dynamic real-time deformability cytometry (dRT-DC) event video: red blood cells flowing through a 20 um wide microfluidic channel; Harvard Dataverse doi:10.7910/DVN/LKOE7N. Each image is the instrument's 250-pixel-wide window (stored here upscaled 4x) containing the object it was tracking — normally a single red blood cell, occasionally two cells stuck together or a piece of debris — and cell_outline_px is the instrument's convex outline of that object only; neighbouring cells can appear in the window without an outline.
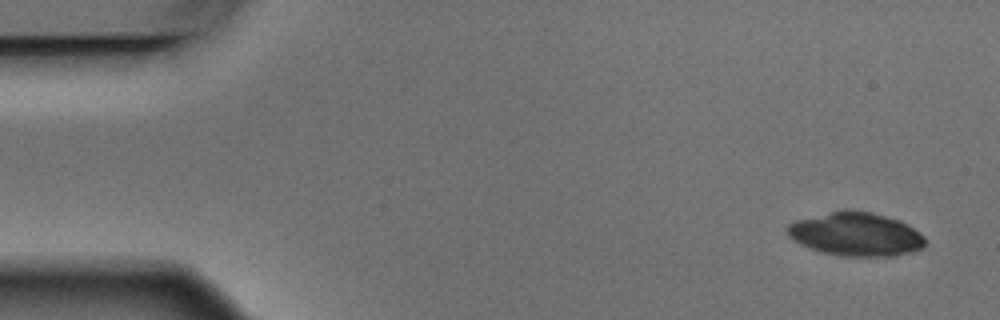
{"species": "Egyptian fruit bat (a non-hibernating species)", "species_latin": "Rousettus aegyptiacus", "temperature_condition": "warm", "stored_images_in_passage": 4, "camera_frame_rate_fps": 3000, "um_per_image_px": 0.085, "animal": {"sex": "male"}, "frame": {"image": 1, "passage_image": 1, "time_ms": 0.0, "image_size_px": [1000, 320], "cell_outline_px": [[928, 244], [924, 248], [912, 252], [892, 256], [840, 256], [820, 252], [808, 248], [792, 240], [788, 236], [784, 228], [788, 224], [796, 220], [844, 208], [848, 208], [872, 212], [896, 220], [920, 232], [928, 240]], "centroid_in_image_um": [72.72, 19.91], "position_along_channel_um": 12.3, "area_um2": 35.55}}